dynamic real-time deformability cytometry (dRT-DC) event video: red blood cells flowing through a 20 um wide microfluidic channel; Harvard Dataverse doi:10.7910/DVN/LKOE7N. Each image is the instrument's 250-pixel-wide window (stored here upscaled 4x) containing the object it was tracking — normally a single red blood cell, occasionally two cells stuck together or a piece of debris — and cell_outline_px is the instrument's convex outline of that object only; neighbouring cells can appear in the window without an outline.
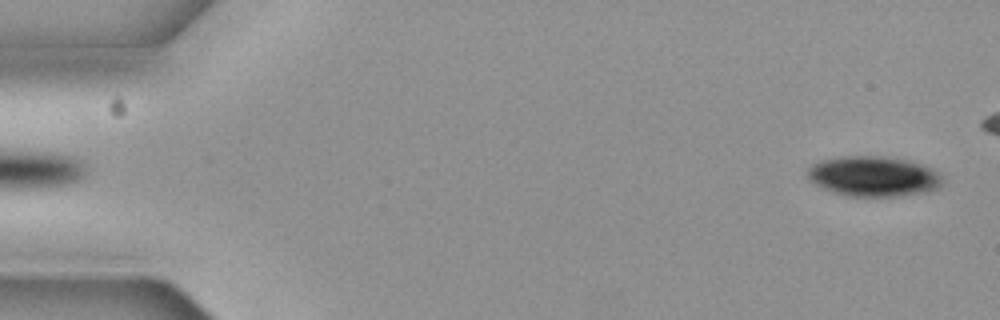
{"species": "common noctule bat (a hibernating species)", "species_latin": "Nyctalus noctula", "temperature_condition": "cold", "stored_images_in_passage": 4, "camera_frame_rate_fps": 3000, "um_per_image_px": 0.085, "animal": {"sex": "female", "body_mass_g": 19.3, "forearm_length_mm": 54.1}, "frame": {"image": 1, "passage_image": 4, "time_ms": 1.0, "image_size_px": [1000, 320], "cell_outline_px": [[940, 184], [936, 188], [920, 192], [896, 196], [844, 196], [832, 192], [816, 184], [808, 176], [808, 168], [812, 164], [824, 160], [844, 156], [888, 156], [912, 160], [936, 172], [940, 176]], "centroid_in_image_um": [74.2, 14.97], "position_along_channel_um": 10.8, "area_um2": 31.1}}